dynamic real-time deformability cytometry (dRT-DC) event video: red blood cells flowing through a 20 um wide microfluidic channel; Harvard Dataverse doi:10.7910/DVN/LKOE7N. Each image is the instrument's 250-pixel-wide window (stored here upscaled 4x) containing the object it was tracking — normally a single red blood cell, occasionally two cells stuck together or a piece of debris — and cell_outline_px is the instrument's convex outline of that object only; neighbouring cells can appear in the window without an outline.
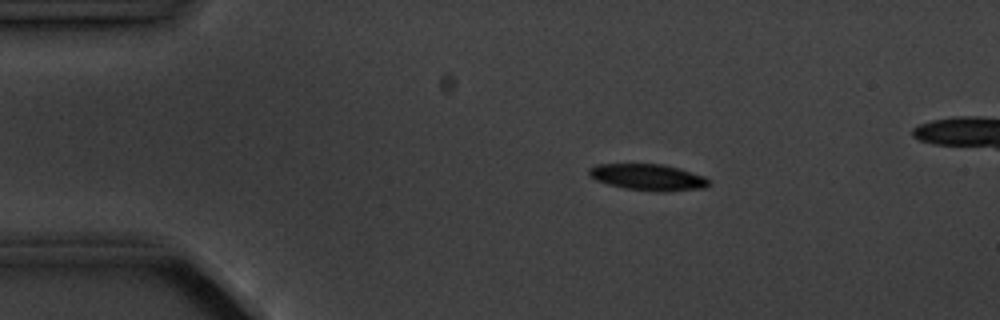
{"species": "common noctule bat (a hibernating species)", "species_latin": "Nyctalus noctula", "temperature_condition": "cold", "stored_images_in_passage": 7, "camera_frame_rate_fps": 3000, "um_per_image_px": 0.085, "animal": {"sex": "male", "body_mass_g": 20.1, "forearm_length_mm": 53.5}, "frame": {"image": 1, "passage_image": 2, "time_ms": 1.333, "image_size_px": [1000, 320], "cell_outline_px": [[712, 184], [708, 188], [668, 192], [660, 192], [624, 188], [608, 184], [596, 180], [588, 172], [588, 168], [596, 164], [664, 164], [680, 168], [704, 176]], "centroid_in_image_um": [55.15, 15.07], "position_along_channel_um": 29.9, "area_um2": 18.67}}
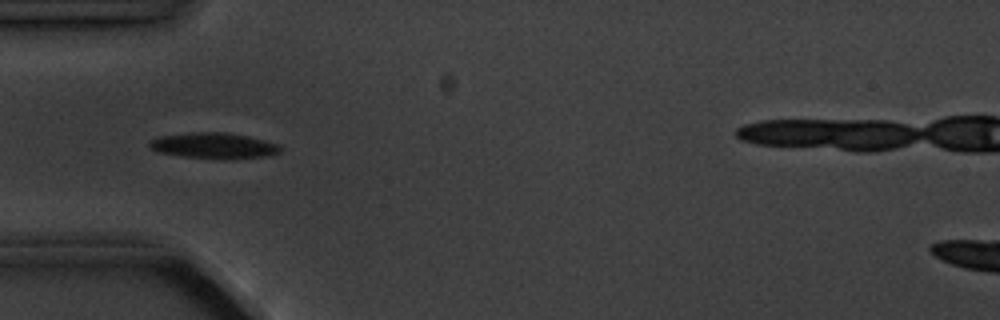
{"frame": {"image": 2, "passage_image": 4, "time_ms": 3.667, "image_size_px": [1000, 320], "cell_outline_px": [[280, 152], [268, 156], [228, 160], [224, 160], [180, 156], [156, 152], [148, 144], [152, 140], [160, 136], [192, 132], [224, 132], [264, 140], [276, 144], [280, 148]], "centroid_in_image_um": [18.15, 12.4], "position_along_channel_um": 66.8, "area_um2": 19.71}}
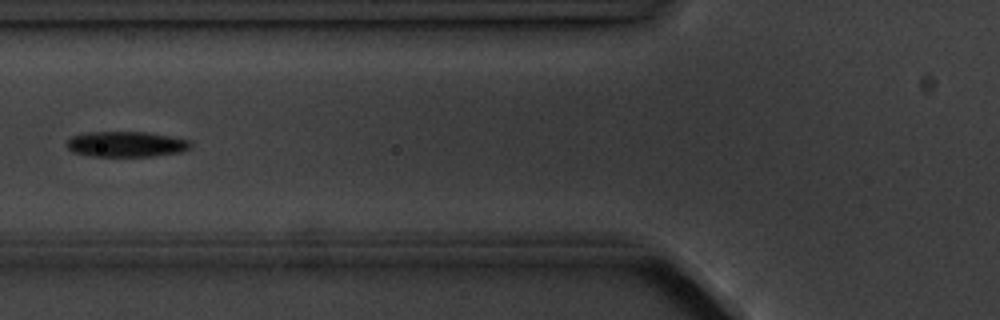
{"frame": {"image": 3, "passage_image": 5, "time_ms": 5.0, "image_size_px": [1000, 320], "cell_outline_px": [[192, 144], [188, 148], [180, 152], [156, 156], [88, 156], [72, 152], [64, 144], [72, 136], [88, 132], [148, 132], [188, 140]], "centroid_in_image_um": [10.67, 12.26], "position_along_channel_um": 115.1, "area_um2": 18.38}}